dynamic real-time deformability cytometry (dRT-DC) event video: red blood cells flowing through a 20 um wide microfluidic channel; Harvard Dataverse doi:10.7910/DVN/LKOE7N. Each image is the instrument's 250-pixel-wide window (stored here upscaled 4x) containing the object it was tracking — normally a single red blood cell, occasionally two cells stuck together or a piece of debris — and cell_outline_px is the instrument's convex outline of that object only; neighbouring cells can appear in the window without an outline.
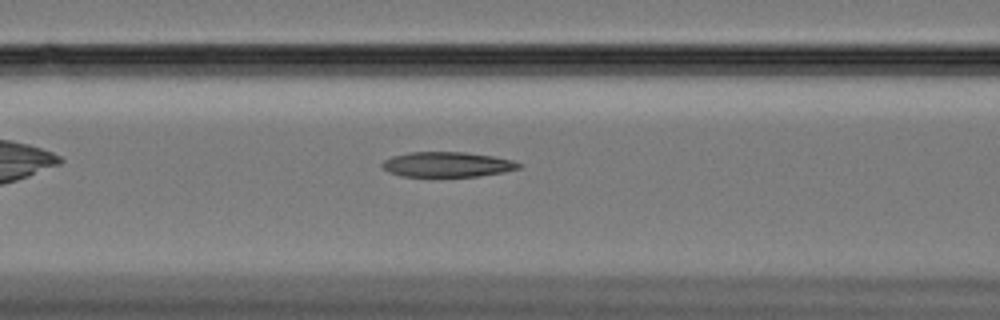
{"species": "Egyptian fruit bat (a non-hibernating species)", "species_latin": "Rousettus aegyptiacus", "temperature_condition": "cold", "stored_images_in_passage": 46, "camera_frame_rate_fps": 3000, "um_per_image_px": 0.085, "animal": {"sex": "female"}, "frame": {"image": 1, "passage_image": 11, "time_ms": 3.333, "image_size_px": [1000, 320], "cell_outline_px": [[524, 164], [520, 168], [504, 172], [476, 176], [404, 176], [388, 172], [380, 164], [384, 160], [392, 156], [408, 152], [464, 152], [492, 156], [512, 160]], "centroid_in_image_um": [38.02, 13.97], "position_along_channel_um": 128.6, "area_um2": 19.88}}
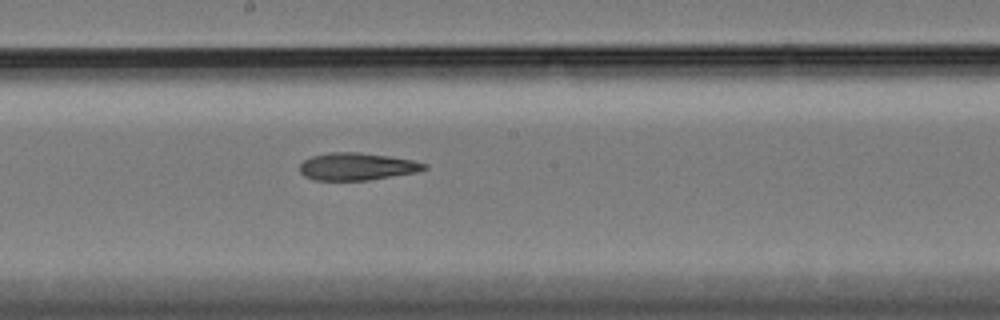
{"frame": {"image": 2, "passage_image": 19, "time_ms": 6.0, "image_size_px": [1000, 320], "cell_outline_px": [[428, 168], [416, 172], [368, 180], [312, 180], [304, 176], [300, 172], [300, 164], [304, 160], [312, 156], [328, 152], [360, 152], [388, 156], [412, 160], [428, 164]], "centroid_in_image_um": [30.32, 14.15], "position_along_channel_um": 217.9, "area_um2": 19.88}}
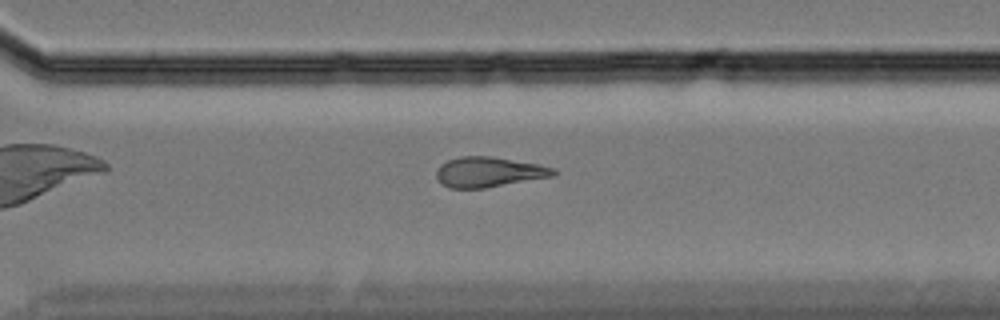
{"frame": {"image": 3, "passage_image": 29, "time_ms": 9.333, "image_size_px": [1000, 320], "cell_outline_px": [[556, 176], [484, 188], [448, 188], [436, 176], [436, 172], [440, 164], [448, 160], [460, 156], [492, 156], [540, 164], [556, 168]], "centroid_in_image_um": [41.6, 14.61], "position_along_channel_um": 329.0, "area_um2": 20.69}, "authors_computed_cell_mechanics": {"area_um2": 20.5479, "velocity_mm_per_s": 3.3405, "shape_relaxation_time_tau1_ms": null, "shape_relaxation_time_tau2_ms": 9.1777, "deformation_change_tau1": null, "deformation_change_tau2": 0.2062}}